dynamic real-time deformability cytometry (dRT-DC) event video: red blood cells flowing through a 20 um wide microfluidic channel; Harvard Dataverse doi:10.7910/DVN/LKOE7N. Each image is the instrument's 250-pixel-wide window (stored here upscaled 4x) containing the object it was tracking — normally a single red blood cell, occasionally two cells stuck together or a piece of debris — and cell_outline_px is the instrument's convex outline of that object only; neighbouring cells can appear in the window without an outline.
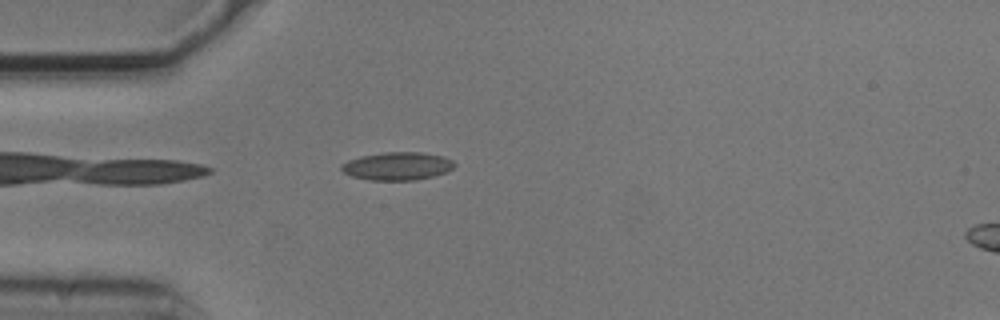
{"species": "common noctule bat (a hibernating species)", "species_latin": "Nyctalus noctula", "temperature_condition": "cold", "stored_images_in_passage": 41, "camera_frame_rate_fps": 3000, "um_per_image_px": 0.085, "animal": {"sex": "male", "body_mass_g": 20.5, "forearm_length_mm": 52.5}, "frame": {"image": 1, "passage_image": 2, "time_ms": 0.333, "image_size_px": [1000, 320], "cell_outline_px": [[456, 164], [448, 172], [416, 180], [368, 180], [352, 176], [344, 172], [340, 168], [340, 164], [348, 160], [360, 156], [384, 152], [420, 152], [444, 156], [452, 160]], "centroid_in_image_um": [33.77, 14.11], "position_along_channel_um": 51.2, "area_um2": 18.55}}
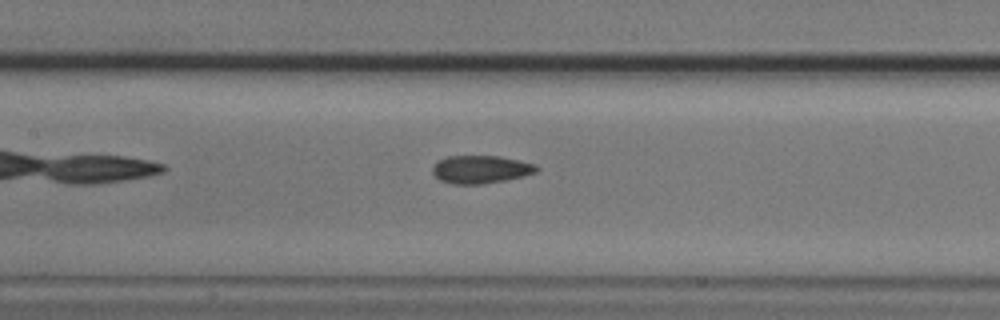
{"frame": {"image": 2, "passage_image": 12, "time_ms": 3.667, "image_size_px": [1000, 320], "cell_outline_px": [[540, 168], [536, 172], [524, 176], [484, 184], [452, 184], [440, 180], [432, 172], [432, 168], [436, 160], [448, 156], [500, 156], [536, 164]], "centroid_in_image_um": [40.85, 14.39], "position_along_channel_um": 166.5, "area_um2": 17.05}}
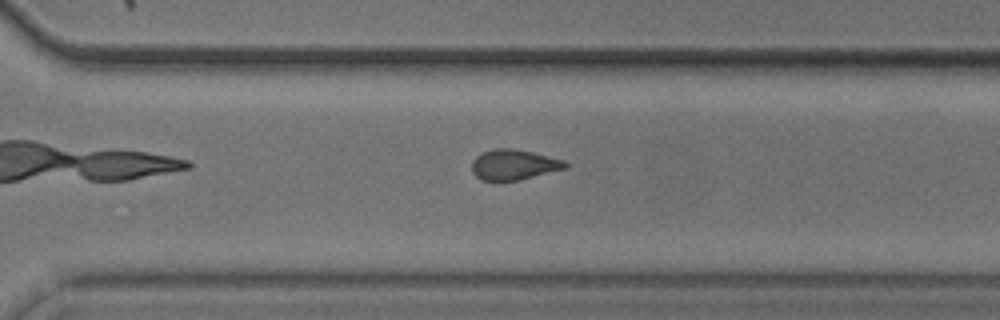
{"frame": {"image": 3, "passage_image": 25, "time_ms": 8.0, "image_size_px": [1000, 320], "cell_outline_px": [[568, 168], [520, 180], [480, 180], [472, 172], [472, 160], [476, 156], [492, 148], [512, 148], [532, 152], [564, 160], [568, 164]], "centroid_in_image_um": [43.68, 13.99], "position_along_channel_um": 326.9, "area_um2": 16.59}, "authors_computed_cell_mechanics": {"area_um2": 17.051, "velocity_mm_per_s": 3.7225, "shape_relaxation_time_tau1_ms": 9.9754, "shape_relaxation_time_tau2_ms": 2.9938, "deformation_change_tau1": 0.1387, "deformation_change_tau2": 0.0887}}